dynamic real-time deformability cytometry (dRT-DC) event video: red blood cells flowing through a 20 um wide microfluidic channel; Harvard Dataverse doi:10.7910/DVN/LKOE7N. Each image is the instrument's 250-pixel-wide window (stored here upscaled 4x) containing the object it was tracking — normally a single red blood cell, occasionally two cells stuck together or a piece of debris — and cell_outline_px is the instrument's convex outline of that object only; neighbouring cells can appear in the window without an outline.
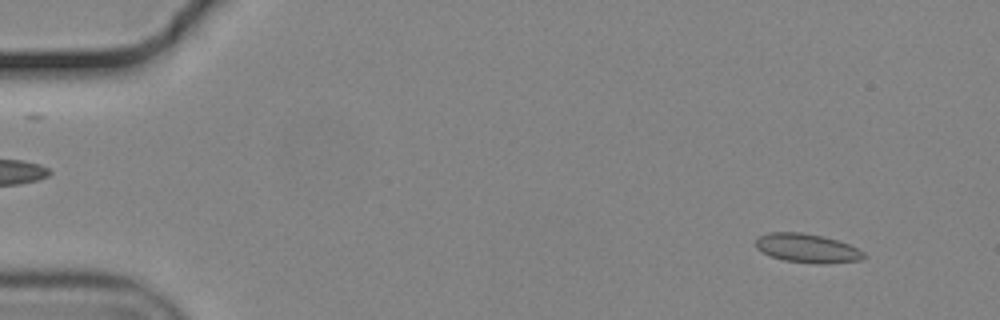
{"species": "common noctule bat (a hibernating species)", "species_latin": "Nyctalus noctula", "temperature_condition": "cold", "stored_images_in_passage": 21, "camera_frame_rate_fps": 3000, "um_per_image_px": 0.085, "animal": {"sex": "male", "body_mass_g": 19.2, "forearm_length_mm": 51.8}, "frame": {"image": 1, "passage_image": 6, "time_ms": 1.667, "image_size_px": [1000, 320], "cell_outline_px": [[868, 256], [860, 260], [824, 264], [784, 260], [772, 256], [756, 248], [756, 240], [760, 236], [768, 232], [800, 232], [824, 236], [848, 244], [864, 252]], "centroid_in_image_um": [68.63, 21.09], "position_along_channel_um": 16.4, "area_um2": 18.03}}
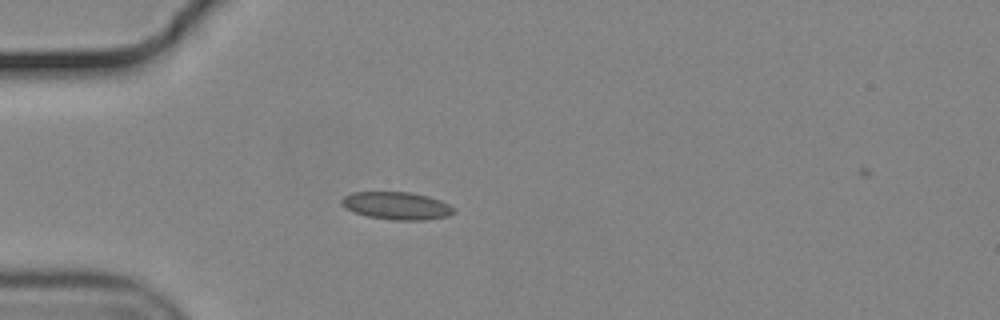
{"frame": {"image": 2, "passage_image": 17, "time_ms": 5.333, "image_size_px": [1000, 320], "cell_outline_px": [[456, 212], [448, 216], [424, 220], [392, 220], [368, 216], [356, 212], [348, 208], [340, 200], [344, 196], [352, 192], [412, 192], [428, 196], [440, 200], [456, 208]], "centroid_in_image_um": [33.79, 17.48], "position_along_channel_um": 51.2, "area_um2": 17.98}}
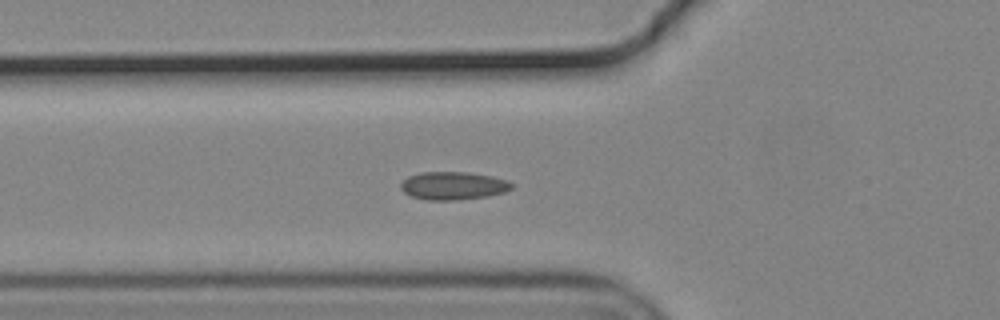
{"frame": {"image": 3, "passage_image": 21, "time_ms": 6.667, "image_size_px": [1000, 320], "cell_outline_px": [[512, 188], [504, 192], [488, 196], [456, 200], [424, 200], [412, 196], [404, 192], [400, 188], [400, 184], [408, 176], [420, 172], [468, 172], [492, 176], [508, 180], [512, 184]], "centroid_in_image_um": [38.51, 15.78], "position_along_channel_um": 87.3, "area_um2": 18.15}}